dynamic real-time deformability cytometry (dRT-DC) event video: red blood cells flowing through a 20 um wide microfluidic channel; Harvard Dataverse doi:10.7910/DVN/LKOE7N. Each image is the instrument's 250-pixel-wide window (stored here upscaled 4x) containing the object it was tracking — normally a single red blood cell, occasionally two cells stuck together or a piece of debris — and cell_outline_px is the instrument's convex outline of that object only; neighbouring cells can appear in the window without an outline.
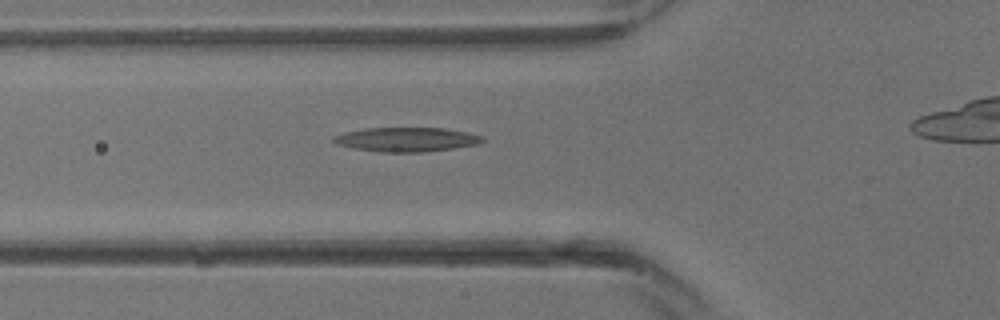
{"species": "common noctule bat (a hibernating species)", "species_latin": "Nyctalus noctula", "temperature_condition": "warm", "stored_images_in_passage": 6, "camera_frame_rate_fps": 3000, "um_per_image_px": 0.085, "animal": {"sex": "male", "body_mass_g": 13.3}, "frame": {"image": 1, "passage_image": 4, "time_ms": 1.0, "image_size_px": [1000, 320], "cell_outline_px": [[484, 140], [476, 144], [456, 148], [424, 152], [380, 152], [352, 148], [336, 144], [332, 140], [332, 136], [344, 132], [364, 128], [448, 128], [468, 132], [484, 136]], "centroid_in_image_um": [34.54, 11.85], "position_along_channel_um": 91.3, "area_um2": 21.27}}
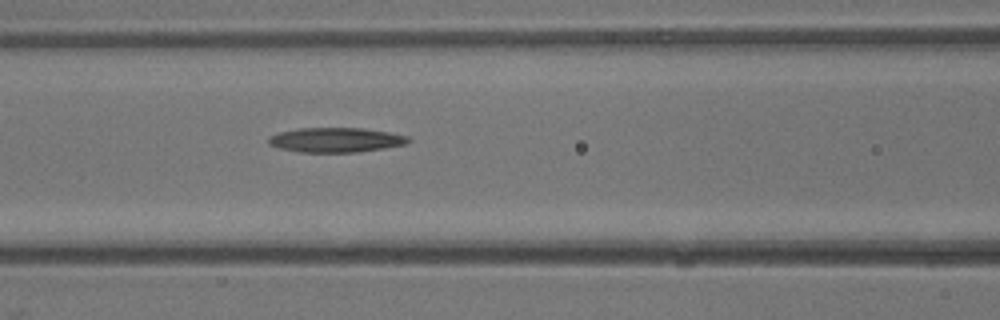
{"frame": {"image": 2, "passage_image": 6, "time_ms": 1.667, "image_size_px": [1000, 320], "cell_outline_px": [[412, 140], [404, 144], [384, 148], [356, 152], [296, 152], [280, 148], [268, 144], [268, 136], [280, 132], [296, 128], [364, 128], [388, 132], [408, 136]], "centroid_in_image_um": [28.51, 11.89], "position_along_channel_um": 138.1, "area_um2": 20.11}}